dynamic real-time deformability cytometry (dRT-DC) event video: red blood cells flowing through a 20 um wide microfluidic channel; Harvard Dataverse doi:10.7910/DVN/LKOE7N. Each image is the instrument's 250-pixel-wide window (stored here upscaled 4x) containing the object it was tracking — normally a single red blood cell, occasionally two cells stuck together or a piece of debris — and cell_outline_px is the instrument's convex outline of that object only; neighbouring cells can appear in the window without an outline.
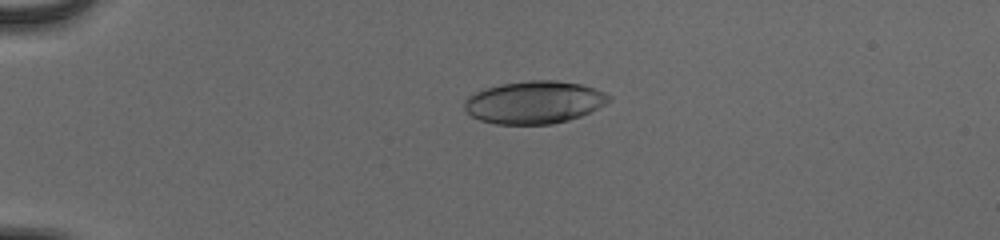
{"species": "human", "species_latin": "Homo sapiens", "temperature_condition": "cold", "stored_images_in_passage": 44, "camera_frame_rate_fps": 3000, "um_per_image_px": 0.085, "donor": {"sex": "male"}, "frame": {"image": 1, "passage_image": 4, "time_ms": 1.0, "image_size_px": [1000, 240], "cell_outline_px": [[612, 100], [580, 116], [568, 120], [552, 124], [496, 124], [480, 120], [472, 116], [464, 108], [464, 100], [468, 96], [484, 88], [500, 84], [528, 80], [556, 80], [580, 84], [596, 88], [612, 96]], "centroid_in_image_um": [45.4, 8.68], "position_along_channel_um": 39.6, "area_um2": 35.89}}
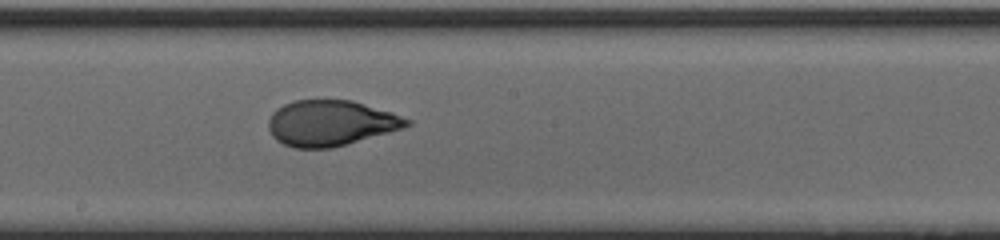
{"frame": {"image": 2, "passage_image": 22, "time_ms": 7.0, "image_size_px": [1000, 240], "cell_outline_px": [[412, 124], [404, 128], [332, 148], [296, 148], [284, 144], [276, 140], [272, 136], [268, 128], [268, 120], [272, 112], [276, 108], [292, 100], [352, 100], [392, 112], [412, 120]], "centroid_in_image_um": [28.1, 10.46], "position_along_channel_um": 220.1, "area_um2": 36.93}}
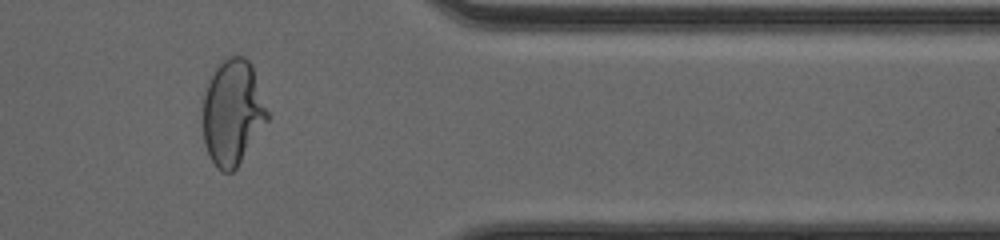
{"frame": {"image": 3, "passage_image": 36, "time_ms": 11.667, "image_size_px": [1000, 240], "cell_outline_px": [[268, 120], [236, 168], [232, 172], [224, 172], [216, 168], [204, 144], [204, 92], [208, 80], [212, 72], [220, 60], [224, 56], [244, 56], [252, 64], [268, 112]], "centroid_in_image_um": [19.76, 9.51], "position_along_channel_um": 391.6, "area_um2": 39.59}, "authors_computed_cell_mechanics": {"area_um2": 36.8764, "velocity_mm_per_s": 3.9384, "shape_relaxation_time_tau1_ms": 5.4732, "shape_relaxation_time_tau2_ms": null, "deformation_change_tau1": 0.2138, "deformation_change_tau2": null}}